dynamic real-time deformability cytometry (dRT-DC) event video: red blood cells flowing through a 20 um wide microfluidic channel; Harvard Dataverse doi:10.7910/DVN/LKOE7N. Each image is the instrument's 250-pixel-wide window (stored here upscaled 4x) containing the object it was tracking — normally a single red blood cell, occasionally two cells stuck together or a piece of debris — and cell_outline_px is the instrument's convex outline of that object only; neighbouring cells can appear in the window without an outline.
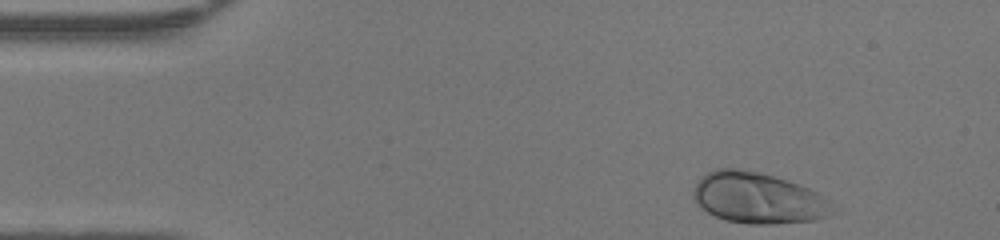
{"species": "human", "species_latin": "Homo sapiens", "temperature_condition": "warm", "stored_images_in_passage": 35, "camera_frame_rate_fps": 3000, "um_per_image_px": 0.085, "donor": {"sex": "female"}, "frame": {"image": 1, "passage_image": 1, "time_ms": 0.0, "image_size_px": [1000, 240], "cell_outline_px": [[836, 212], [828, 216], [812, 220], [772, 224], [748, 224], [728, 220], [716, 216], [700, 208], [692, 196], [692, 192], [696, 184], [708, 172], [716, 168], [732, 168], [760, 172], [788, 180], [808, 188], [832, 200]], "centroid_in_image_um": [64.47, 16.84], "position_along_channel_um": 20.5, "area_um2": 41.44}}
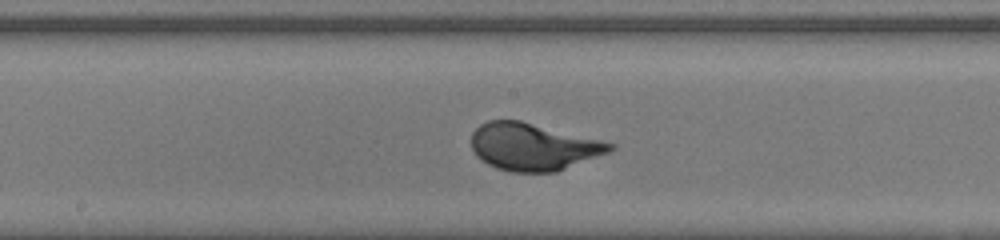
{"frame": {"image": 2, "passage_image": 20, "time_ms": 6.333, "image_size_px": [1000, 240], "cell_outline_px": [[616, 148], [608, 152], [556, 172], [512, 172], [496, 168], [480, 160], [476, 156], [472, 148], [472, 132], [480, 124], [488, 120], [520, 120], [616, 144]], "centroid_in_image_um": [45.29, 12.47], "position_along_channel_um": 202.9, "area_um2": 38.03}}
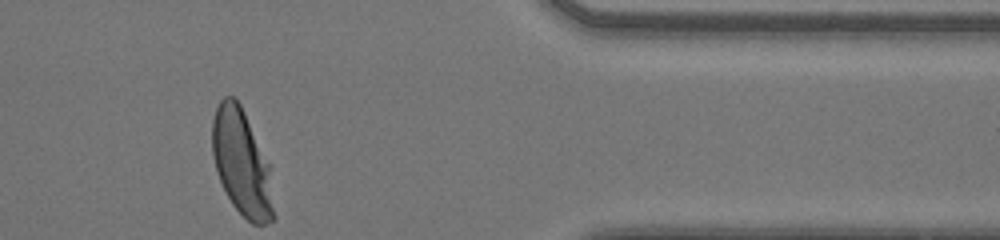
{"frame": {"image": 3, "passage_image": 35, "time_ms": 11.333, "image_size_px": [1000, 240], "cell_outline_px": [[276, 220], [264, 224], [252, 224], [232, 204], [220, 180], [212, 156], [212, 120], [216, 108], [220, 100], [224, 96], [232, 96], [240, 104], [244, 112], [268, 164], [276, 216]], "centroid_in_image_um": [20.54, 13.87], "position_along_channel_um": 390.9, "area_um2": 37.45}, "authors_computed_cell_mechanics": {"area_um2": 37.9168, "velocity_mm_per_s": 4.2855, "shape_relaxation_time_tau1_ms": 2.6321, "shape_relaxation_time_tau2_ms": null, "deformation_change_tau1": 0.183, "deformation_change_tau2": null}}